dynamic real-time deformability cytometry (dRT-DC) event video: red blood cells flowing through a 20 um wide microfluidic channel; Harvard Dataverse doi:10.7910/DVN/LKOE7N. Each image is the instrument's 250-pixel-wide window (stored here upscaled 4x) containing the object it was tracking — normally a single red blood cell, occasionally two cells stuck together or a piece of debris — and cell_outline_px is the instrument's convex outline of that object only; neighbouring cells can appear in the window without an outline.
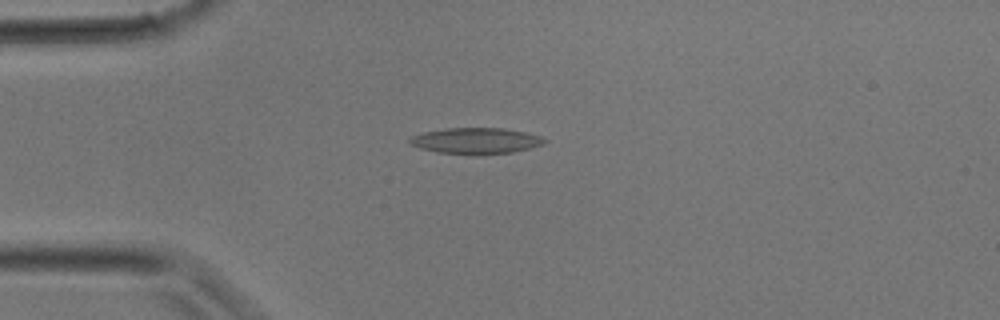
{"species": "common noctule bat (a hibernating species)", "species_latin": "Nyctalus noctula", "temperature_condition": "room temperature", "stored_images_in_passage": 2, "camera_frame_rate_fps": 3000, "um_per_image_px": 0.085, "animal": {"sex": "male", "body_mass_g": 17.9}, "frame": {"image": 1, "passage_image": 2, "time_ms": 0.333, "image_size_px": [1000, 320], "cell_outline_px": [[548, 140], [544, 144], [532, 148], [512, 152], [476, 156], [436, 152], [420, 148], [412, 144], [408, 140], [412, 136], [424, 132], [448, 128], [504, 128], [524, 132], [540, 136]], "centroid_in_image_um": [40.48, 11.99], "position_along_channel_um": 44.5, "area_um2": 20.69}}